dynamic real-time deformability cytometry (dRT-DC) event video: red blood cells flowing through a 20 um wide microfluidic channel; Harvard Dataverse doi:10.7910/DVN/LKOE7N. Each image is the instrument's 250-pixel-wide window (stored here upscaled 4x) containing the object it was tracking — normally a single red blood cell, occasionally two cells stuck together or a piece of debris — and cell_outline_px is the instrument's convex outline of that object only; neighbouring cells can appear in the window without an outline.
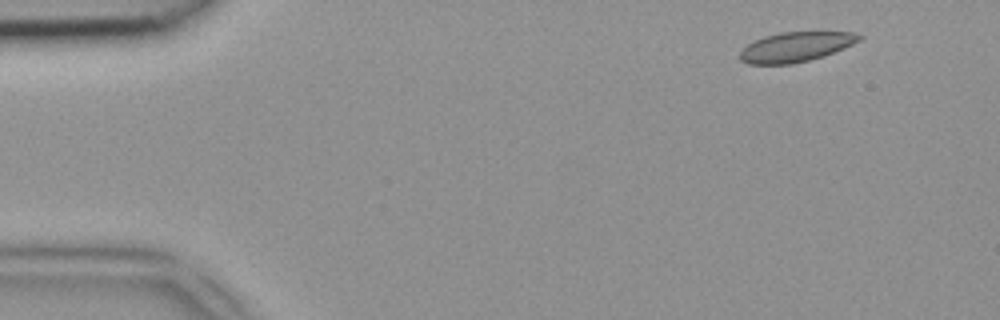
{"species": "common noctule bat (a hibernating species)", "species_latin": "Nyctalus noctula", "temperature_condition": "room temperature", "stored_images_in_passage": 47, "camera_frame_rate_fps": 3000, "um_per_image_px": 0.085, "animal": {"sex": "female", "body_mass_g": 18.4}, "frame": {"image": 1, "passage_image": 4, "time_ms": 1.0, "image_size_px": [1000, 320], "cell_outline_px": [[864, 36], [860, 40], [852, 44], [824, 56], [792, 64], [748, 64], [740, 60], [740, 52], [752, 40], [764, 36], [780, 32], [852, 32]], "centroid_in_image_um": [67.61, 3.98], "position_along_channel_um": 17.4, "area_um2": 20.63}}
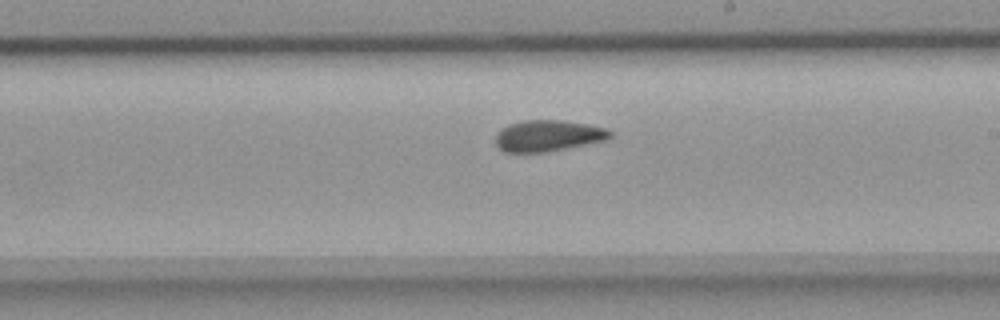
{"frame": {"image": 2, "passage_image": 27, "time_ms": 8.667, "image_size_px": [1000, 320], "cell_outline_px": [[612, 136], [608, 140], [544, 152], [504, 152], [496, 144], [496, 132], [500, 128], [508, 124], [524, 120], [564, 120], [588, 124], [604, 128], [612, 132]], "centroid_in_image_um": [46.57, 11.52], "position_along_channel_um": 242.4, "area_um2": 20.92}}
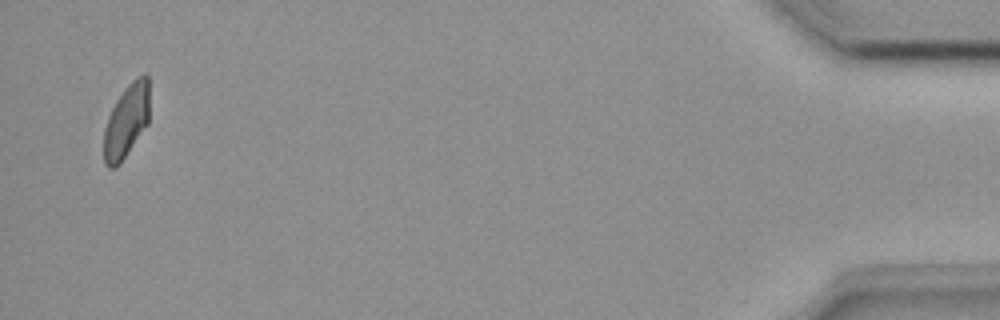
{"frame": {"image": 3, "passage_image": 46, "time_ms": 15.0, "image_size_px": [1000, 320], "cell_outline_px": [[148, 124], [120, 164], [116, 168], [108, 168], [104, 164], [104, 128], [108, 116], [116, 100], [124, 88], [136, 76], [144, 72], [148, 72]], "centroid_in_image_um": [10.74, 10.27], "position_along_channel_um": 424.5, "area_um2": 19.77}}